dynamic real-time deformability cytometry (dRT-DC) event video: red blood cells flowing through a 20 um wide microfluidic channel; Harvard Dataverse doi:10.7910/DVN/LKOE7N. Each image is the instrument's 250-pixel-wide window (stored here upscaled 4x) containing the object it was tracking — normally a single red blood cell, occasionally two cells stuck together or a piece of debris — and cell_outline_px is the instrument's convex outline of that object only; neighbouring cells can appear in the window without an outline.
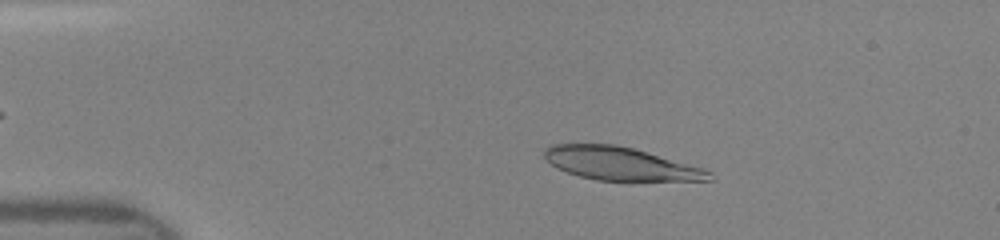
{"species": "human", "species_latin": "Homo sapiens", "temperature_condition": "room temperature", "stored_images_in_passage": 40, "camera_frame_rate_fps": 3000, "um_per_image_px": 0.085, "donor": {"sex": "female"}, "frame": {"image": 1, "passage_image": 8, "time_ms": 2.333, "image_size_px": [1000, 240], "cell_outline_px": [[712, 180], [596, 180], [580, 176], [556, 168], [544, 156], [544, 152], [552, 144], [616, 144], [632, 148], [700, 168], [712, 172]], "centroid_in_image_um": [52.68, 13.91], "position_along_channel_um": 32.3, "area_um2": 30.92}}
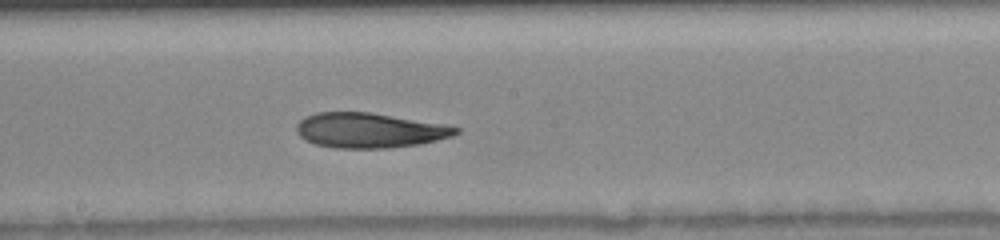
{"frame": {"image": 2, "passage_image": 25, "time_ms": 8.0, "image_size_px": [1000, 240], "cell_outline_px": [[460, 132], [452, 136], [420, 144], [388, 148], [336, 148], [316, 144], [300, 136], [296, 132], [296, 124], [304, 116], [316, 112], [368, 112], [448, 124], [460, 128]], "centroid_in_image_um": [31.43, 11.07], "position_along_channel_um": 216.8, "area_um2": 32.6}}
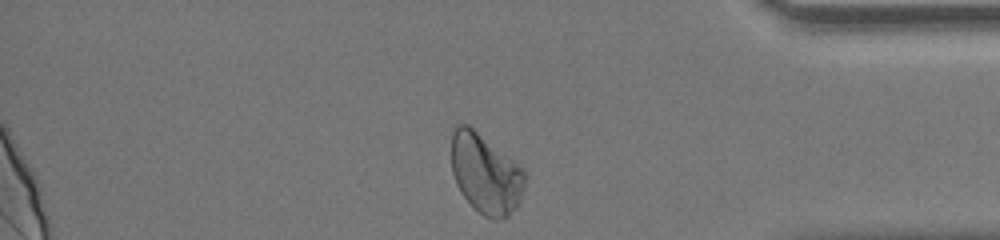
{"frame": {"image": 3, "passage_image": 39, "time_ms": 12.667, "image_size_px": [1000, 240], "cell_outline_px": [[524, 188], [516, 208], [508, 216], [496, 220], [492, 220], [484, 216], [460, 192], [456, 184], [452, 172], [452, 132], [456, 124], [468, 124], [524, 168]], "centroid_in_image_um": [41.27, 14.75], "position_along_channel_um": 393.9, "area_um2": 33.99}}